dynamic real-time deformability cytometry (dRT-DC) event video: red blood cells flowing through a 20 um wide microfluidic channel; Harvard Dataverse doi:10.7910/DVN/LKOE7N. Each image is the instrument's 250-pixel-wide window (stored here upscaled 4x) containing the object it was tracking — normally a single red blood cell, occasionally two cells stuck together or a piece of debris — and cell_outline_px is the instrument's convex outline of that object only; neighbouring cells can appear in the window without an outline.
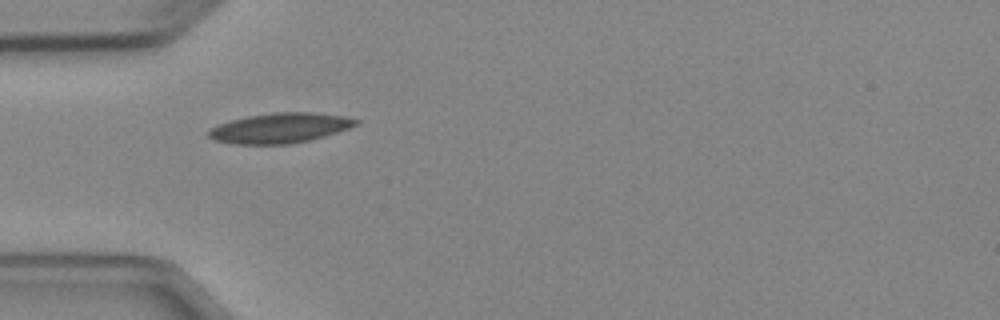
{"species": "Egyptian fruit bat (a non-hibernating species)", "species_latin": "Rousettus aegyptiacus", "temperature_condition": "cold", "stored_images_in_passage": 2, "camera_frame_rate_fps": 3000, "um_per_image_px": 0.085, "animal": {"sex": "female"}, "frame": {"image": 1, "passage_image": 1, "time_ms": 0.0, "image_size_px": [1000, 320], "cell_outline_px": [[360, 124], [324, 136], [308, 140], [288, 144], [232, 144], [212, 140], [208, 136], [208, 132], [216, 124], [248, 116], [276, 112], [316, 112], [344, 116], [360, 120]], "centroid_in_image_um": [23.79, 10.88], "position_along_channel_um": 61.2, "area_um2": 25.78}}